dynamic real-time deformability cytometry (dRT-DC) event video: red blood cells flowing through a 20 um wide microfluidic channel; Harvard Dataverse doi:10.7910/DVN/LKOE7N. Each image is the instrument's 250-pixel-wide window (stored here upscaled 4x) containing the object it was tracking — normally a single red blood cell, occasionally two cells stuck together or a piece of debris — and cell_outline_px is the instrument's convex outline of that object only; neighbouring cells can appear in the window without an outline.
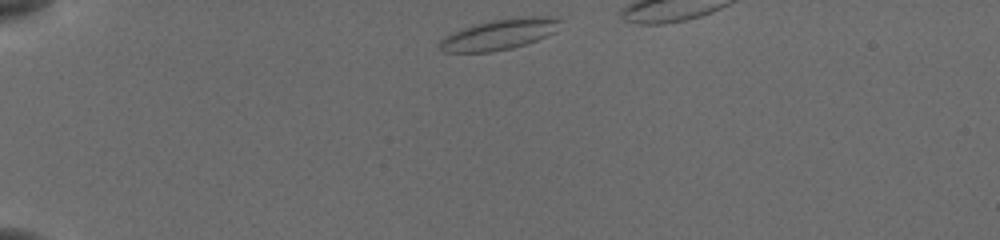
{"species": "common noctule bat (a hibernating species)", "species_latin": "Nyctalus noctula", "temperature_condition": "cold", "stored_images_in_passage": 36, "camera_frame_rate_fps": 3000, "um_per_image_px": 0.085, "animal": {"sex": "female", "body_mass_g": 19.5, "forearm_length_mm": 54.1}, "frame": {"image": 1, "passage_image": 1, "time_ms": 0.0, "image_size_px": [1000, 240], "cell_outline_px": [[564, 20], [556, 32], [536, 40], [512, 48], [492, 52], [444, 52], [436, 44], [444, 36], [452, 32], [472, 24], [492, 20], [520, 16], [560, 16]], "centroid_in_image_um": [42.48, 2.9], "position_along_channel_um": 42.5, "area_um2": 22.08}}
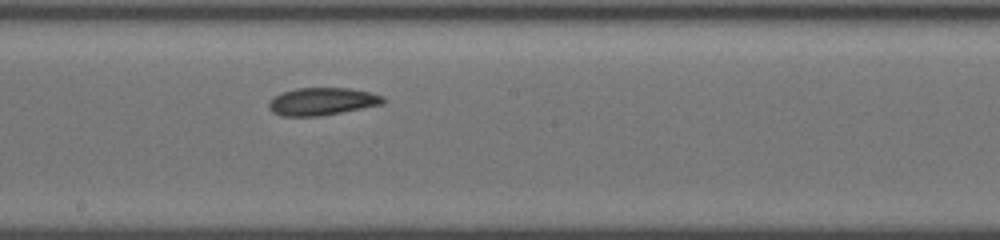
{"frame": {"image": 2, "passage_image": 19, "time_ms": 6.0, "image_size_px": [1000, 240], "cell_outline_px": [[388, 100], [384, 104], [320, 116], [280, 116], [272, 112], [268, 108], [268, 100], [272, 96], [280, 92], [296, 88], [348, 88], [372, 92], [384, 96]], "centroid_in_image_um": [27.36, 8.62], "position_along_channel_um": 220.8, "area_um2": 18.79}}
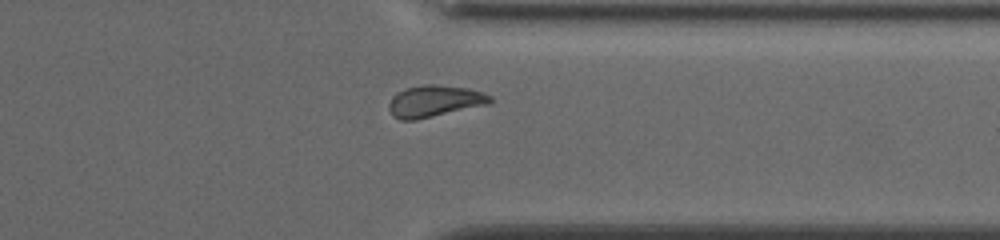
{"frame": {"image": 3, "passage_image": 31, "time_ms": 10.0, "image_size_px": [1000, 240], "cell_outline_px": [[492, 100], [488, 104], [416, 120], [400, 120], [392, 116], [388, 108], [388, 104], [392, 96], [396, 92], [404, 88], [424, 84], [436, 84], [468, 88], [484, 92], [492, 96]], "centroid_in_image_um": [36.9, 8.59], "position_along_channel_um": 374.5, "area_um2": 18.9}}